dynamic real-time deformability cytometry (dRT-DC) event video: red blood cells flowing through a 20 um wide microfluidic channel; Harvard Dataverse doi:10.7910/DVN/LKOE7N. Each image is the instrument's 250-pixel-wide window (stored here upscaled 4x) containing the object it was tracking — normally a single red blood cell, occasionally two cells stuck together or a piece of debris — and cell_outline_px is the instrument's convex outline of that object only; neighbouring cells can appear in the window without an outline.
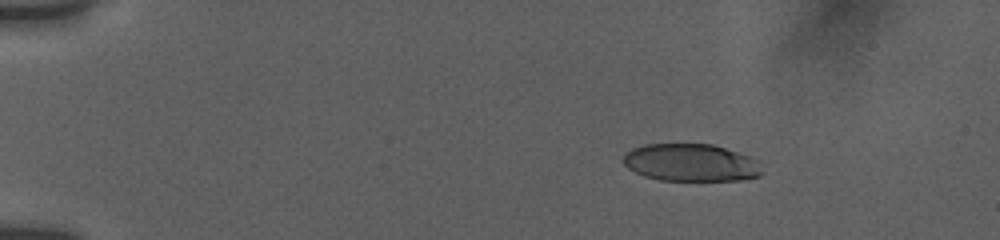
{"species": "human", "species_latin": "Homo sapiens", "temperature_condition": "room temperature", "stored_images_in_passage": 6, "camera_frame_rate_fps": 3000, "um_per_image_px": 0.085, "donor": {"sex": "female"}, "frame": {"image": 1, "passage_image": 2, "time_ms": 0.667, "image_size_px": [1000, 240], "cell_outline_px": [[764, 172], [760, 176], [740, 180], [660, 180], [644, 176], [628, 168], [624, 164], [624, 156], [632, 148], [644, 144], [712, 144], [760, 160]], "centroid_in_image_um": [58.77, 13.83], "position_along_channel_um": 26.2, "area_um2": 30.35}}
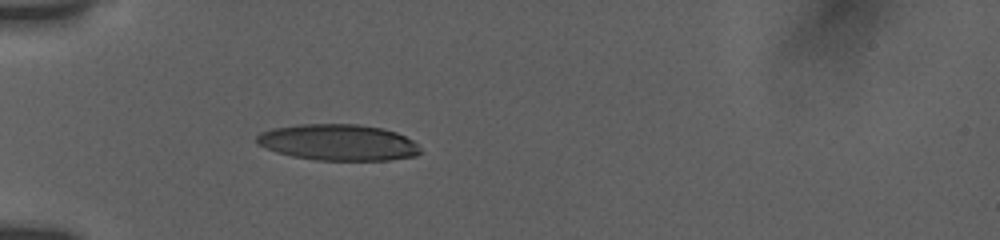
{"frame": {"image": 2, "passage_image": 6, "time_ms": 3.667, "image_size_px": [1000, 240], "cell_outline_px": [[420, 152], [416, 156], [388, 160], [316, 160], [292, 156], [276, 152], [256, 144], [256, 136], [260, 132], [272, 128], [300, 124], [356, 124], [384, 128], [396, 132], [412, 140], [420, 148]], "centroid_in_image_um": [28.72, 12.1], "position_along_channel_um": 56.3, "area_um2": 34.62}}